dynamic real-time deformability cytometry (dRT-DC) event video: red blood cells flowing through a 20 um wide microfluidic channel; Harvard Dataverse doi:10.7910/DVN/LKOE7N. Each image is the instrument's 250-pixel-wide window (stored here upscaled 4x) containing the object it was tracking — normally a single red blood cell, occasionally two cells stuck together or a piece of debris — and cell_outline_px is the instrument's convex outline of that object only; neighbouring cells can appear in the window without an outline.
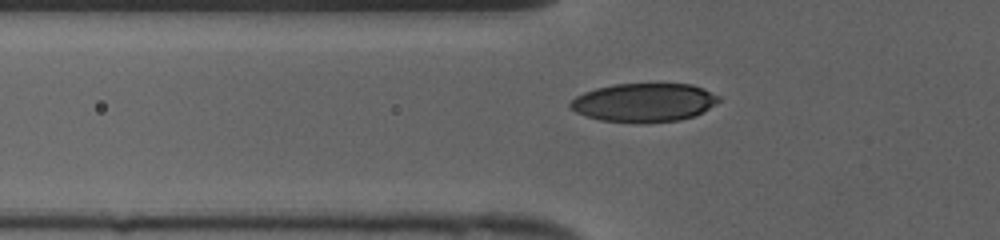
{"species": "human", "species_latin": "Homo sapiens", "temperature_condition": "cold", "stored_images_in_passage": 41, "camera_frame_rate_fps": 3000, "um_per_image_px": 0.085, "donor": {"sex": "female"}, "frame": {"image": 1, "passage_image": 9, "time_ms": 2.667, "image_size_px": [1000, 240], "cell_outline_px": [[720, 100], [716, 104], [692, 116], [680, 120], [644, 124], [640, 124], [600, 120], [576, 112], [568, 104], [576, 96], [584, 92], [596, 88], [612, 84], [692, 84], [704, 88], [720, 96]], "centroid_in_image_um": [54.75, 8.72], "position_along_channel_um": 71.1, "area_um2": 33.58}}
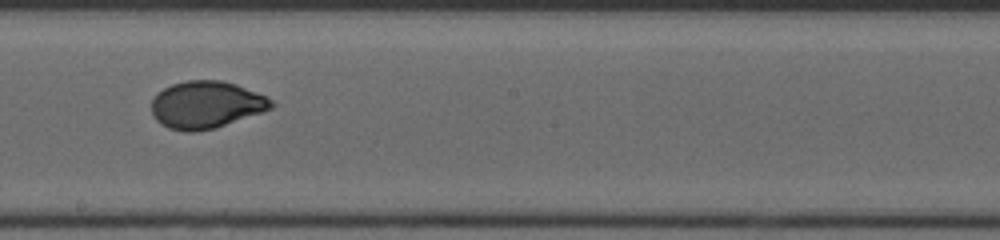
{"frame": {"image": 2, "passage_image": 21, "time_ms": 6.667, "image_size_px": [1000, 240], "cell_outline_px": [[276, 104], [272, 108], [264, 112], [216, 128], [192, 132], [188, 132], [168, 128], [160, 124], [156, 120], [152, 112], [152, 100], [164, 88], [172, 84], [188, 80], [220, 80], [236, 84], [256, 92], [272, 100]], "centroid_in_image_um": [17.55, 8.92], "position_along_channel_um": 230.7, "area_um2": 33.0}}
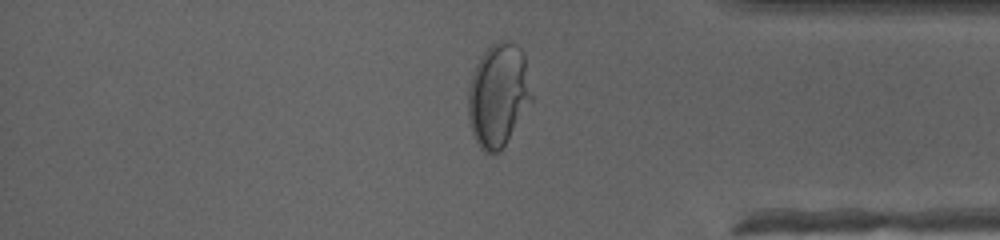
{"frame": {"image": 3, "passage_image": 34, "time_ms": 11.0, "image_size_px": [1000, 240], "cell_outline_px": [[532, 100], [500, 152], [484, 152], [480, 148], [472, 132], [468, 120], [468, 84], [472, 72], [476, 64], [484, 52], [492, 44], [500, 40], [516, 44], [524, 52], [532, 96]], "centroid_in_image_um": [42.33, 8.07], "position_along_channel_um": 392.9, "area_um2": 38.09}}